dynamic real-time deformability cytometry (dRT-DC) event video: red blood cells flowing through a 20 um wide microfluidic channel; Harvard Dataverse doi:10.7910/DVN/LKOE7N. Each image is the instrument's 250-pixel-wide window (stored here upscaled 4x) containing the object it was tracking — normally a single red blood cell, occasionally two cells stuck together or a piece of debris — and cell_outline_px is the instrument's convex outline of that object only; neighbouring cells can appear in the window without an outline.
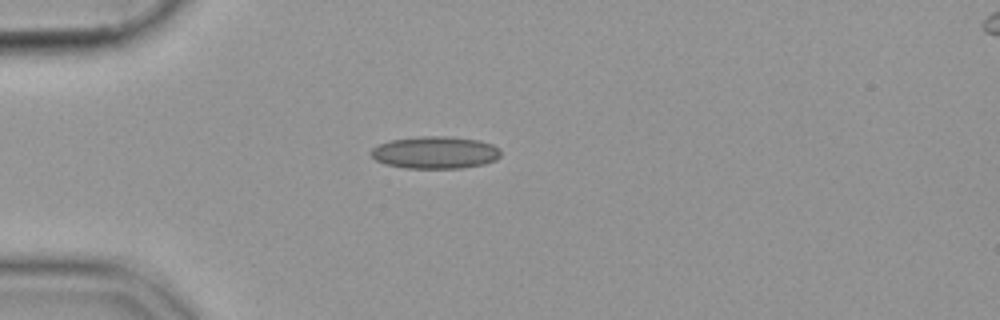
{"species": "common noctule bat (a hibernating species)", "species_latin": "Nyctalus noctula", "temperature_condition": "cold", "stored_images_in_passage": 40, "camera_frame_rate_fps": 3000, "um_per_image_px": 0.085, "animal": {"sex": "female", "body_mass_g": 19.9}, "frame": {"image": 1, "passage_image": 1, "time_ms": 0.0, "image_size_px": [1000, 320], "cell_outline_px": [[500, 156], [496, 160], [484, 164], [460, 168], [404, 168], [384, 164], [376, 160], [368, 152], [372, 148], [380, 144], [392, 140], [424, 136], [448, 136], [480, 140], [492, 144], [500, 148]], "centroid_in_image_um": [37.0, 12.96], "position_along_channel_um": 48.0, "area_um2": 24.51}}
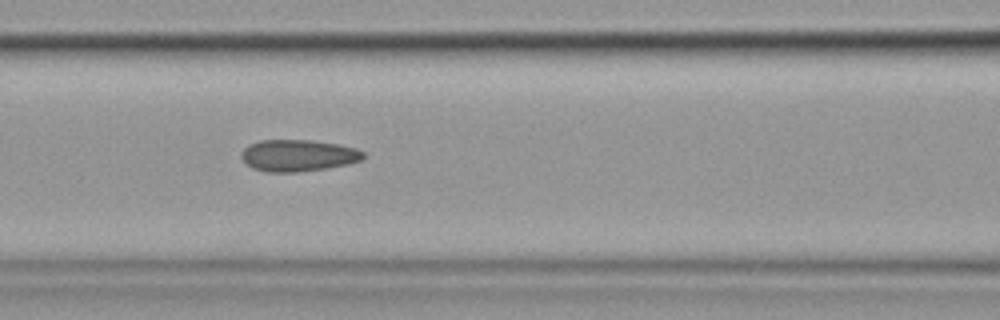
{"frame": {"image": 2, "passage_image": 10, "time_ms": 3.0, "image_size_px": [1000, 320], "cell_outline_px": [[364, 156], [360, 160], [348, 164], [324, 168], [296, 172], [268, 172], [252, 168], [240, 156], [240, 152], [248, 144], [260, 140], [312, 140], [340, 144], [356, 148], [364, 152]], "centroid_in_image_um": [25.32, 13.2], "position_along_channel_um": 141.3, "area_um2": 22.54}}
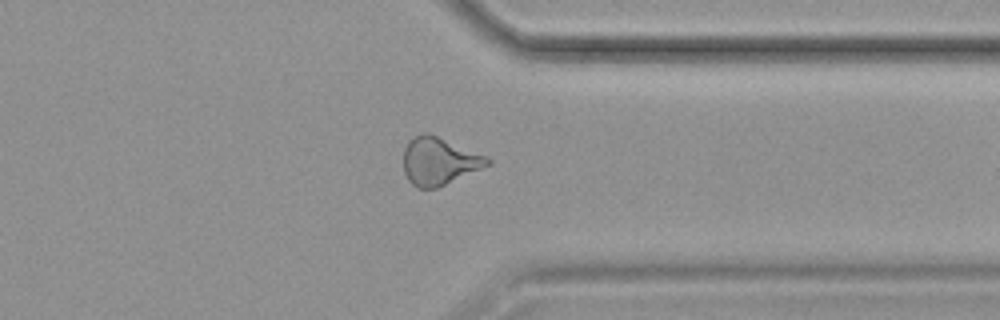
{"frame": {"image": 3, "passage_image": 29, "time_ms": 9.333, "image_size_px": [1000, 320], "cell_outline_px": [[492, 164], [436, 188], [416, 188], [408, 180], [404, 172], [404, 148], [408, 140], [412, 136], [424, 132], [428, 132], [488, 156], [492, 160]], "centroid_in_image_um": [37.33, 13.68], "position_along_channel_um": 374.1, "area_um2": 23.52}}